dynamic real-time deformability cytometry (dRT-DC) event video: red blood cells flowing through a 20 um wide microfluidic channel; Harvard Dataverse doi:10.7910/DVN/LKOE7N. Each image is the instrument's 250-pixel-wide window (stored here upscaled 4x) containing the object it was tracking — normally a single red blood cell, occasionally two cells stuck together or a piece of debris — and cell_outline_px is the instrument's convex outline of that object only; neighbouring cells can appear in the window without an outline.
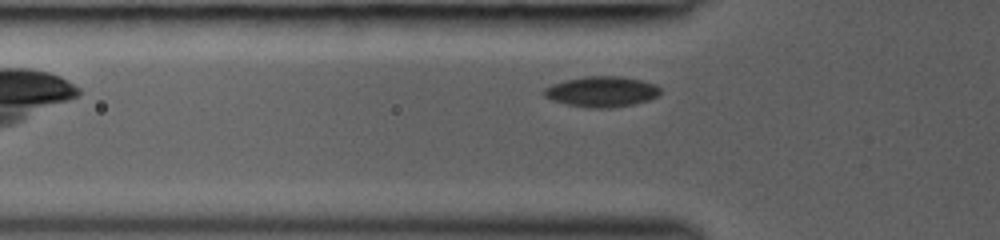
{"species": "common noctule bat (a hibernating species)", "species_latin": "Nyctalus noctula", "temperature_condition": "room temperature", "stored_images_in_passage": 11, "camera_frame_rate_fps": 3000, "um_per_image_px": 0.085, "animal": {"sex": "female", "body_mass_g": 19.0, "forearm_length_mm": 53.3}, "frame": {"image": 1, "passage_image": 2, "time_ms": 1.333, "image_size_px": [1000, 240], "cell_outline_px": [[660, 92], [656, 96], [648, 100], [636, 104], [612, 108], [588, 108], [568, 104], [552, 100], [544, 96], [544, 88], [552, 84], [564, 80], [588, 76], [620, 76], [640, 80], [656, 84], [660, 88]], "centroid_in_image_um": [51.15, 7.79], "position_along_channel_um": 74.7, "area_um2": 20.69}}
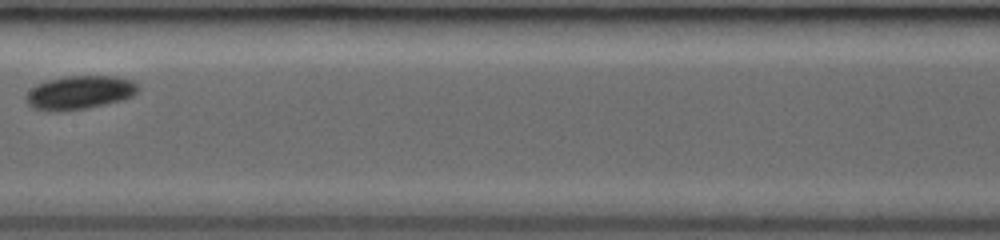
{"frame": {"image": 2, "passage_image": 5, "time_ms": 4.333, "image_size_px": [1000, 240], "cell_outline_px": [[140, 88], [132, 96], [120, 100], [88, 108], [52, 112], [32, 108], [28, 104], [28, 92], [36, 84], [48, 80], [64, 76], [116, 76], [132, 80], [140, 84]], "centroid_in_image_um": [6.79, 7.85], "position_along_channel_um": 200.6, "area_um2": 21.91}}
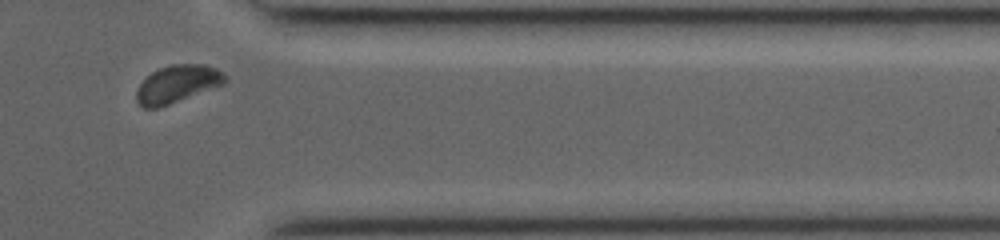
{"frame": {"image": 3, "passage_image": 10, "time_ms": 9.0, "image_size_px": [1000, 240], "cell_outline_px": [[228, 80], [224, 84], [168, 104], [156, 108], [144, 108], [136, 100], [136, 88], [152, 72], [160, 68], [172, 64], [200, 64], [216, 68], [224, 72], [228, 76]], "centroid_in_image_um": [15.09, 7.12], "position_along_channel_um": 396.3, "area_um2": 19.19}}